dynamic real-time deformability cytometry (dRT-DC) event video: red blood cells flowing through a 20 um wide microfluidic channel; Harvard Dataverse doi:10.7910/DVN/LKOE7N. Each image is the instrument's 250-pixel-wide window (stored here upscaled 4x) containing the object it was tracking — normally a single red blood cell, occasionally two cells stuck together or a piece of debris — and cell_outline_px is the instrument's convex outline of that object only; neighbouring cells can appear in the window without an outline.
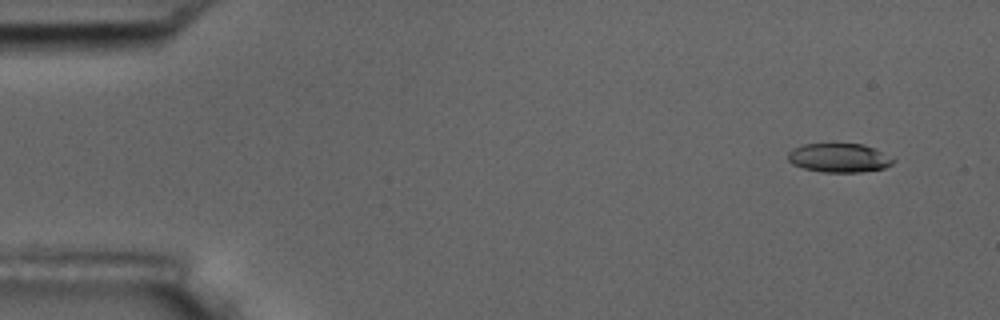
{"species": "common noctule bat (a hibernating species)", "species_latin": "Nyctalus noctula", "temperature_condition": "room temperature", "stored_images_in_passage": 5, "camera_frame_rate_fps": 3000, "um_per_image_px": 0.085, "animal": {"sex": "male", "body_mass_g": 17.5, "forearm_length_mm": 52.3}, "frame": {"image": 1, "passage_image": 2, "time_ms": 0.333, "image_size_px": [1000, 320], "cell_outline_px": [[896, 160], [892, 164], [884, 168], [860, 172], [824, 172], [804, 168], [792, 164], [788, 160], [788, 152], [792, 148], [804, 144], [864, 144], [876, 148]], "centroid_in_image_um": [71.33, 13.41], "position_along_channel_um": 13.7, "area_um2": 17.8}}